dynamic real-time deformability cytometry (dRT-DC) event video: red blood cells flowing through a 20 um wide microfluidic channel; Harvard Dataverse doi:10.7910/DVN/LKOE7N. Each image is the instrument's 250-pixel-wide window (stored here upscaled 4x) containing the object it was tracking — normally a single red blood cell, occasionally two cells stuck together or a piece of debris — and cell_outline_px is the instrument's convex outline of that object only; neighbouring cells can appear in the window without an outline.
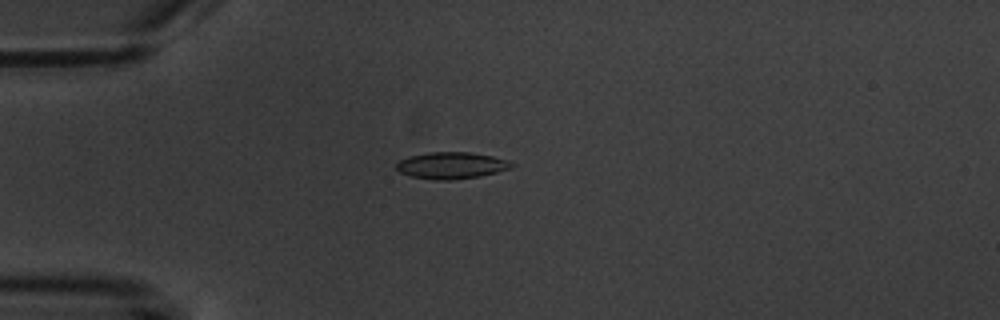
{"species": "common noctule bat (a hibernating species)", "species_latin": "Nyctalus noctula", "temperature_condition": "warm", "stored_images_in_passage": 12, "camera_frame_rate_fps": 3000, "um_per_image_px": 0.085, "animal": {"sex": "male", "body_mass_g": 20.1, "forearm_length_mm": 53.5}, "frame": {"image": 1, "passage_image": 4, "time_ms": 4.667, "image_size_px": [1000, 320], "cell_outline_px": [[516, 164], [512, 168], [480, 176], [452, 180], [436, 180], [412, 176], [400, 172], [396, 168], [396, 164], [400, 160], [408, 156], [428, 152], [468, 152], [492, 156], [508, 160]], "centroid_in_image_um": [38.38, 14.06], "position_along_channel_um": 46.6, "area_um2": 17.92}}
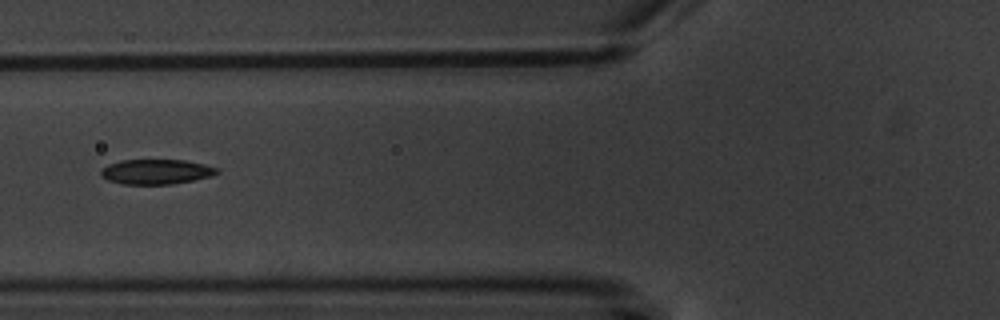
{"frame": {"image": 2, "passage_image": 6, "time_ms": 7.0, "image_size_px": [1000, 320], "cell_outline_px": [[220, 172], [212, 176], [172, 184], [120, 184], [108, 180], [100, 176], [100, 172], [108, 164], [120, 160], [184, 160], [204, 164], [220, 168]], "centroid_in_image_um": [13.29, 14.59], "position_along_channel_um": 112.5, "area_um2": 16.94}}
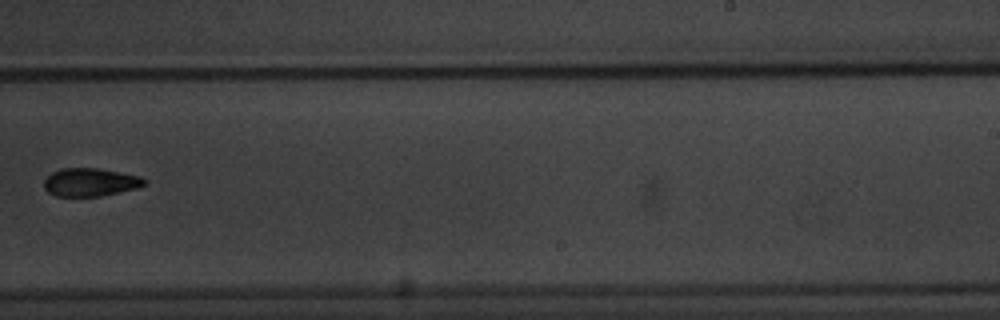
{"frame": {"image": 3, "passage_image": 10, "time_ms": 11.667, "image_size_px": [1000, 320], "cell_outline_px": [[148, 184], [136, 188], [120, 192], [100, 196], [56, 196], [48, 192], [44, 188], [44, 180], [52, 172], [60, 168], [96, 168], [120, 172], [140, 176], [148, 180]], "centroid_in_image_um": [7.69, 15.48], "position_along_channel_um": 281.3, "area_um2": 16.53}}